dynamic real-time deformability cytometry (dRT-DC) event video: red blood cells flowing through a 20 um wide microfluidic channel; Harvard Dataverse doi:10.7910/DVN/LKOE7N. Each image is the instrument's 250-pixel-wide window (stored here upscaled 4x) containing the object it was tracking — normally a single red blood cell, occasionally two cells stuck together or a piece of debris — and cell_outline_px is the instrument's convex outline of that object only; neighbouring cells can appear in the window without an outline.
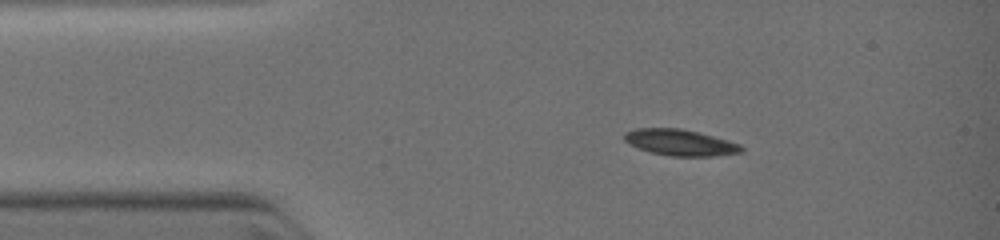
{"species": "common noctule bat (a hibernating species)", "species_latin": "Nyctalus noctula", "temperature_condition": "warm", "stored_images_in_passage": 35, "camera_frame_rate_fps": 3000, "um_per_image_px": 0.085, "animal": {"sex": "female", "body_mass_g": 19.0, "forearm_length_mm": 51.5}, "frame": {"image": 1, "passage_image": 3, "time_ms": 1.667, "image_size_px": [1000, 240], "cell_outline_px": [[744, 148], [740, 152], [708, 156], [672, 156], [652, 152], [640, 148], [624, 140], [624, 136], [628, 132], [636, 128], [680, 128], [712, 136], [740, 144]], "centroid_in_image_um": [57.82, 12.11], "position_along_channel_um": 27.2, "area_um2": 17.28}}
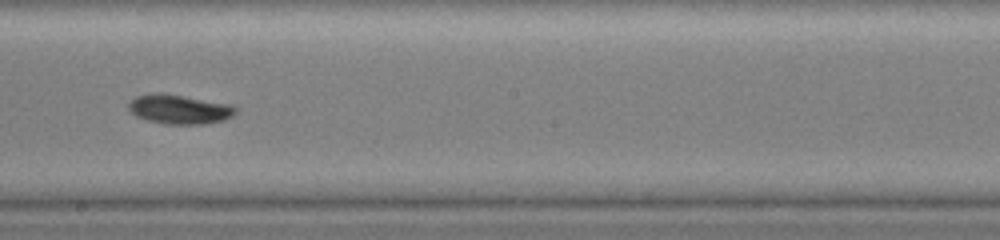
{"frame": {"image": 2, "passage_image": 18, "time_ms": 6.667, "image_size_px": [1000, 240], "cell_outline_px": [[236, 112], [232, 116], [224, 120], [204, 124], [168, 124], [148, 120], [136, 116], [128, 108], [128, 104], [136, 96], [148, 92], [164, 92], [232, 104], [236, 108]], "centroid_in_image_um": [15.25, 9.26], "position_along_channel_um": 233.0, "area_um2": 18.55}}
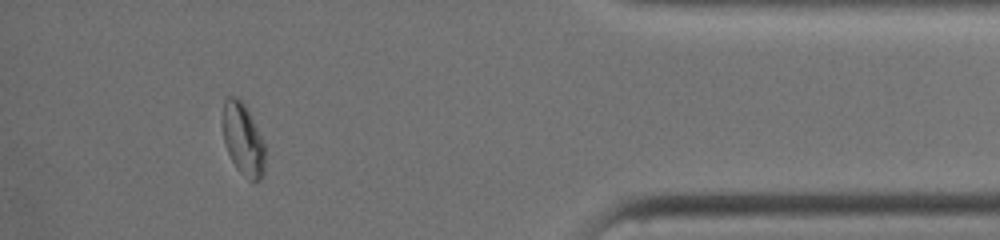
{"frame": {"image": 3, "passage_image": 31, "time_ms": 11.0, "image_size_px": [1000, 240], "cell_outline_px": [[264, 172], [260, 180], [248, 180], [236, 168], [228, 152], [224, 140], [220, 120], [224, 100], [228, 96], [236, 96], [244, 104], [264, 144]], "centroid_in_image_um": [20.6, 11.82], "position_along_channel_um": 414.6, "area_um2": 17.74}}